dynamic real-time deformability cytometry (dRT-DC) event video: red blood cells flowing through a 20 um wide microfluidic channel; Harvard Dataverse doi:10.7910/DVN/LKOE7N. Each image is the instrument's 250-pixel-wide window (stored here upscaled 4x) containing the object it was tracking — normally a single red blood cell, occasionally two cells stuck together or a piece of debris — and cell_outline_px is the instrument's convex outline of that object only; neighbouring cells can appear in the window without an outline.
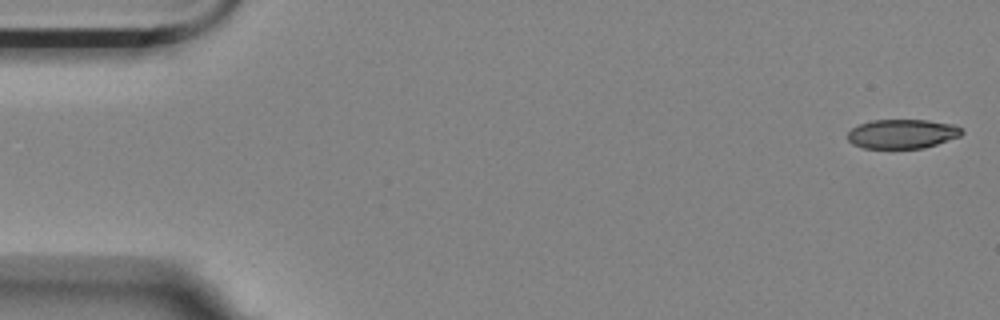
{"species": "Egyptian fruit bat (a non-hibernating species)", "species_latin": "Rousettus aegyptiacus", "temperature_condition": "room temperature", "stored_images_in_passage": 15, "camera_frame_rate_fps": 3000, "um_per_image_px": 0.085, "animal": {"sex": "female"}, "frame": {"image": 1, "passage_image": 1, "time_ms": 0.0, "image_size_px": [1000, 320], "cell_outline_px": [[964, 132], [960, 136], [924, 148], [864, 148], [852, 144], [848, 140], [848, 132], [852, 128], [860, 124], [872, 120], [928, 120], [956, 124]], "centroid_in_image_um": [76.7, 11.37], "position_along_channel_um": 8.3, "area_um2": 19.48}}
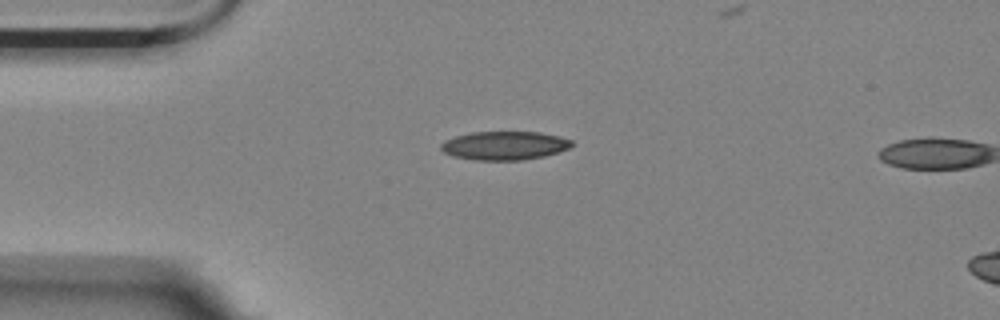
{"frame": {"image": 2, "passage_image": 13, "time_ms": 4.0, "image_size_px": [1000, 320], "cell_outline_px": [[572, 144], [568, 148], [544, 156], [524, 160], [476, 160], [452, 156], [444, 152], [440, 148], [440, 144], [444, 140], [456, 136], [472, 132], [540, 132], [572, 140]], "centroid_in_image_um": [42.83, 12.37], "position_along_channel_um": 42.2, "area_um2": 21.68}}